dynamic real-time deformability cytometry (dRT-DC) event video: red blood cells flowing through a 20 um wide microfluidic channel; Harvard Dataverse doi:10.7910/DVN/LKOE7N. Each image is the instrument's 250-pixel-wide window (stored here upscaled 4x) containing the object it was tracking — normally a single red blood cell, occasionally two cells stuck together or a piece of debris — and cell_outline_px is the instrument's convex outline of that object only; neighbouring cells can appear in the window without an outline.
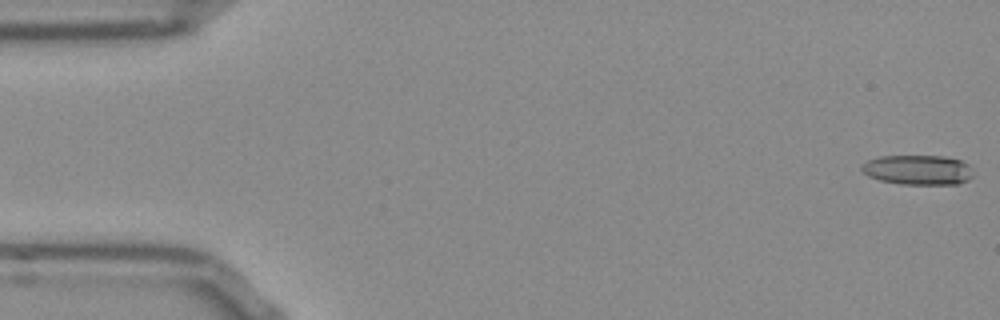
{"species": "Egyptian fruit bat (a non-hibernating species)", "species_latin": "Rousettus aegyptiacus", "temperature_condition": "room temperature", "stored_images_in_passage": 14, "camera_frame_rate_fps": 3000, "um_per_image_px": 0.085, "frame": {"image": 1, "passage_image": 1, "time_ms": 0.0, "image_size_px": [1000, 320], "cell_outline_px": [[972, 176], [968, 180], [956, 184], [900, 184], [880, 180], [868, 176], [860, 168], [868, 160], [880, 156], [944, 156], [960, 160], [968, 164], [972, 168]], "centroid_in_image_um": [78.04, 14.44], "position_along_channel_um": 7.0, "area_um2": 19.31}}
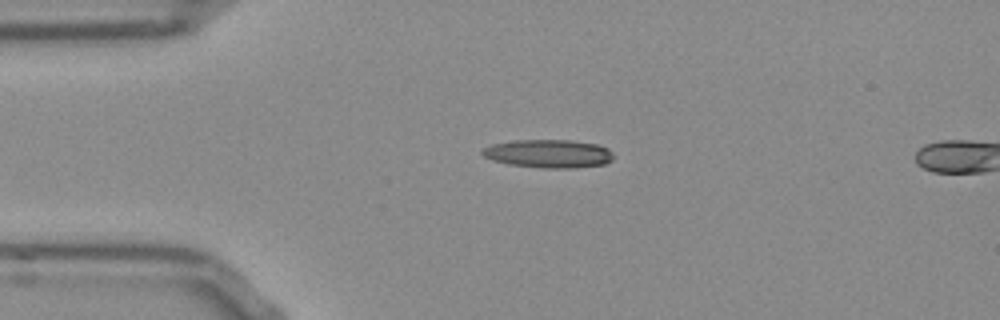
{"frame": {"image": 2, "passage_image": 12, "time_ms": 3.667, "image_size_px": [1000, 320], "cell_outline_px": [[612, 160], [604, 164], [572, 168], [544, 168], [508, 164], [492, 160], [484, 156], [480, 152], [480, 148], [492, 144], [512, 140], [572, 140], [596, 144], [608, 148], [612, 152]], "centroid_in_image_um": [46.59, 13.05], "position_along_channel_um": 38.4, "area_um2": 21.73}}